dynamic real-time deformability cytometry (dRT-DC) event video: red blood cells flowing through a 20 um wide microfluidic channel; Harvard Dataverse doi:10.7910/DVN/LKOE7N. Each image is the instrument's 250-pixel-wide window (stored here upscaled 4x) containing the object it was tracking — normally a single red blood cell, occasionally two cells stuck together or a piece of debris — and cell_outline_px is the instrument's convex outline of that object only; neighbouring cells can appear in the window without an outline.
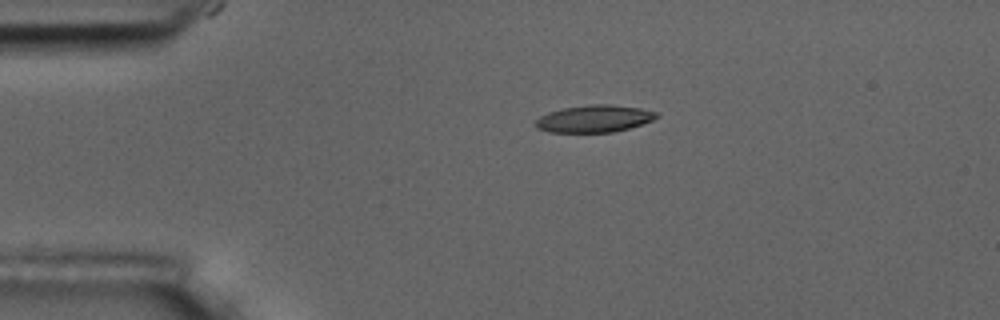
{"species": "common noctule bat (a hibernating species)", "species_latin": "Nyctalus noctula", "temperature_condition": "room temperature", "stored_images_in_passage": 2, "camera_frame_rate_fps": 3000, "um_per_image_px": 0.085, "animal": {"sex": "male", "body_mass_g": 17.5, "forearm_length_mm": 52.3}, "frame": {"image": 1, "passage_image": 1, "time_ms": 0.0, "image_size_px": [1000, 320], "cell_outline_px": [[660, 116], [652, 120], [628, 128], [612, 132], [548, 132], [536, 128], [532, 124], [540, 116], [548, 112], [564, 108], [588, 104], [612, 104], [640, 108], [660, 112]], "centroid_in_image_um": [50.5, 10.08], "position_along_channel_um": 34.5, "area_um2": 19.31}}